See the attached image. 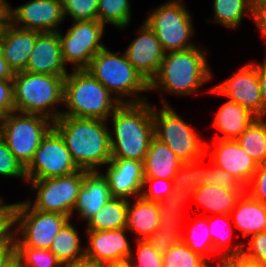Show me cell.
I'll return each instance as SVG.
<instances>
[{"label":"cell","instance_id":"816d5d0a","mask_svg":"<svg viewBox=\"0 0 266 267\" xmlns=\"http://www.w3.org/2000/svg\"><path fill=\"white\" fill-rule=\"evenodd\" d=\"M252 21H254V25L257 26L256 29L259 30L264 41L266 42V7L254 8ZM265 57H266V53H265Z\"/></svg>","mask_w":266,"mask_h":267},{"label":"cell","instance_id":"7402d4cb","mask_svg":"<svg viewBox=\"0 0 266 267\" xmlns=\"http://www.w3.org/2000/svg\"><path fill=\"white\" fill-rule=\"evenodd\" d=\"M111 197L109 183L103 173L84 170L83 186L73 209V218L77 215L87 222Z\"/></svg>","mask_w":266,"mask_h":267},{"label":"cell","instance_id":"7a4b0ae2","mask_svg":"<svg viewBox=\"0 0 266 267\" xmlns=\"http://www.w3.org/2000/svg\"><path fill=\"white\" fill-rule=\"evenodd\" d=\"M107 120L60 116L53 128L63 138L79 169L101 171L111 159Z\"/></svg>","mask_w":266,"mask_h":267},{"label":"cell","instance_id":"836d02e7","mask_svg":"<svg viewBox=\"0 0 266 267\" xmlns=\"http://www.w3.org/2000/svg\"><path fill=\"white\" fill-rule=\"evenodd\" d=\"M186 234H182V241L195 253L200 254L209 263L214 252L213 242L209 233L208 217L196 219L186 226Z\"/></svg>","mask_w":266,"mask_h":267},{"label":"cell","instance_id":"f6af8a7d","mask_svg":"<svg viewBox=\"0 0 266 267\" xmlns=\"http://www.w3.org/2000/svg\"><path fill=\"white\" fill-rule=\"evenodd\" d=\"M14 203L0 202V243L15 242L14 230Z\"/></svg>","mask_w":266,"mask_h":267},{"label":"cell","instance_id":"f5cc1de1","mask_svg":"<svg viewBox=\"0 0 266 267\" xmlns=\"http://www.w3.org/2000/svg\"><path fill=\"white\" fill-rule=\"evenodd\" d=\"M15 257V242L0 243V267L7 265Z\"/></svg>","mask_w":266,"mask_h":267},{"label":"cell","instance_id":"f546056e","mask_svg":"<svg viewBox=\"0 0 266 267\" xmlns=\"http://www.w3.org/2000/svg\"><path fill=\"white\" fill-rule=\"evenodd\" d=\"M194 201L195 189L187 188L184 191L182 189H174L169 197L157 202L159 207V228L169 230H182V219L184 206L189 199Z\"/></svg>","mask_w":266,"mask_h":267},{"label":"cell","instance_id":"8992f818","mask_svg":"<svg viewBox=\"0 0 266 267\" xmlns=\"http://www.w3.org/2000/svg\"><path fill=\"white\" fill-rule=\"evenodd\" d=\"M65 77L16 72L12 79L15 112L38 114L56 121L62 112L58 107L63 106Z\"/></svg>","mask_w":266,"mask_h":267},{"label":"cell","instance_id":"9a60e30c","mask_svg":"<svg viewBox=\"0 0 266 267\" xmlns=\"http://www.w3.org/2000/svg\"><path fill=\"white\" fill-rule=\"evenodd\" d=\"M63 21L65 14L61 0H29L10 8V22L25 30L58 32Z\"/></svg>","mask_w":266,"mask_h":267},{"label":"cell","instance_id":"7c38bea8","mask_svg":"<svg viewBox=\"0 0 266 267\" xmlns=\"http://www.w3.org/2000/svg\"><path fill=\"white\" fill-rule=\"evenodd\" d=\"M105 25L98 19L72 21L65 35L58 31L64 64H72L69 70L86 69L91 59L105 47ZM102 40V42H101Z\"/></svg>","mask_w":266,"mask_h":267},{"label":"cell","instance_id":"7dc6e473","mask_svg":"<svg viewBox=\"0 0 266 267\" xmlns=\"http://www.w3.org/2000/svg\"><path fill=\"white\" fill-rule=\"evenodd\" d=\"M245 191L253 199L266 204V162L258 165Z\"/></svg>","mask_w":266,"mask_h":267},{"label":"cell","instance_id":"ba28073f","mask_svg":"<svg viewBox=\"0 0 266 267\" xmlns=\"http://www.w3.org/2000/svg\"><path fill=\"white\" fill-rule=\"evenodd\" d=\"M150 10L144 22L151 28L165 52L185 50L198 44L192 41L195 28L190 10L182 0L164 1ZM193 19V20H192Z\"/></svg>","mask_w":266,"mask_h":267},{"label":"cell","instance_id":"681fc988","mask_svg":"<svg viewBox=\"0 0 266 267\" xmlns=\"http://www.w3.org/2000/svg\"><path fill=\"white\" fill-rule=\"evenodd\" d=\"M226 267H265L260 261L250 259L239 253L223 261Z\"/></svg>","mask_w":266,"mask_h":267},{"label":"cell","instance_id":"83f0119b","mask_svg":"<svg viewBox=\"0 0 266 267\" xmlns=\"http://www.w3.org/2000/svg\"><path fill=\"white\" fill-rule=\"evenodd\" d=\"M245 190H227L215 185L203 184L195 189L194 202L214 215H230L237 199Z\"/></svg>","mask_w":266,"mask_h":267},{"label":"cell","instance_id":"74e56055","mask_svg":"<svg viewBox=\"0 0 266 267\" xmlns=\"http://www.w3.org/2000/svg\"><path fill=\"white\" fill-rule=\"evenodd\" d=\"M15 256L21 267H61V262L49 249L15 246Z\"/></svg>","mask_w":266,"mask_h":267},{"label":"cell","instance_id":"4dcf8cb0","mask_svg":"<svg viewBox=\"0 0 266 267\" xmlns=\"http://www.w3.org/2000/svg\"><path fill=\"white\" fill-rule=\"evenodd\" d=\"M128 200L111 197L87 222L85 230L126 228Z\"/></svg>","mask_w":266,"mask_h":267},{"label":"cell","instance_id":"cb8c5ba5","mask_svg":"<svg viewBox=\"0 0 266 267\" xmlns=\"http://www.w3.org/2000/svg\"><path fill=\"white\" fill-rule=\"evenodd\" d=\"M133 199L128 200L126 230L136 234L135 240H146L159 228V207L141 196Z\"/></svg>","mask_w":266,"mask_h":267},{"label":"cell","instance_id":"bcb514c9","mask_svg":"<svg viewBox=\"0 0 266 267\" xmlns=\"http://www.w3.org/2000/svg\"><path fill=\"white\" fill-rule=\"evenodd\" d=\"M205 185H215L227 190H245V188L230 174L217 167L212 162V173L204 179Z\"/></svg>","mask_w":266,"mask_h":267},{"label":"cell","instance_id":"277c9868","mask_svg":"<svg viewBox=\"0 0 266 267\" xmlns=\"http://www.w3.org/2000/svg\"><path fill=\"white\" fill-rule=\"evenodd\" d=\"M122 103L85 69L71 70L64 80L61 116L108 120Z\"/></svg>","mask_w":266,"mask_h":267},{"label":"cell","instance_id":"94428289","mask_svg":"<svg viewBox=\"0 0 266 267\" xmlns=\"http://www.w3.org/2000/svg\"><path fill=\"white\" fill-rule=\"evenodd\" d=\"M211 267H226L223 263L218 264V265H211Z\"/></svg>","mask_w":266,"mask_h":267},{"label":"cell","instance_id":"484cf974","mask_svg":"<svg viewBox=\"0 0 266 267\" xmlns=\"http://www.w3.org/2000/svg\"><path fill=\"white\" fill-rule=\"evenodd\" d=\"M182 164L170 148L154 136L143 162L144 178L174 180Z\"/></svg>","mask_w":266,"mask_h":267},{"label":"cell","instance_id":"603a6c76","mask_svg":"<svg viewBox=\"0 0 266 267\" xmlns=\"http://www.w3.org/2000/svg\"><path fill=\"white\" fill-rule=\"evenodd\" d=\"M230 217L244 241L266 231V204L253 199L246 191L237 199Z\"/></svg>","mask_w":266,"mask_h":267},{"label":"cell","instance_id":"ffe728a7","mask_svg":"<svg viewBox=\"0 0 266 267\" xmlns=\"http://www.w3.org/2000/svg\"><path fill=\"white\" fill-rule=\"evenodd\" d=\"M62 59L58 32H40L28 64L27 72L47 75H67V69Z\"/></svg>","mask_w":266,"mask_h":267},{"label":"cell","instance_id":"6125c7cd","mask_svg":"<svg viewBox=\"0 0 266 267\" xmlns=\"http://www.w3.org/2000/svg\"><path fill=\"white\" fill-rule=\"evenodd\" d=\"M6 200L5 199H3V196L1 197V195H0V202H5Z\"/></svg>","mask_w":266,"mask_h":267},{"label":"cell","instance_id":"11a10c76","mask_svg":"<svg viewBox=\"0 0 266 267\" xmlns=\"http://www.w3.org/2000/svg\"><path fill=\"white\" fill-rule=\"evenodd\" d=\"M13 70L9 67L7 61L3 57L1 48H0V80H12L14 77Z\"/></svg>","mask_w":266,"mask_h":267},{"label":"cell","instance_id":"6da1fadb","mask_svg":"<svg viewBox=\"0 0 266 267\" xmlns=\"http://www.w3.org/2000/svg\"><path fill=\"white\" fill-rule=\"evenodd\" d=\"M206 48H193L165 53L156 76L149 83V91H159L161 105H171L164 93L178 97L199 94L203 87L214 77L210 69Z\"/></svg>","mask_w":266,"mask_h":267},{"label":"cell","instance_id":"9c48e42d","mask_svg":"<svg viewBox=\"0 0 266 267\" xmlns=\"http://www.w3.org/2000/svg\"><path fill=\"white\" fill-rule=\"evenodd\" d=\"M53 121L38 114L12 112L0 120V137L20 164L26 168Z\"/></svg>","mask_w":266,"mask_h":267},{"label":"cell","instance_id":"6f0895ef","mask_svg":"<svg viewBox=\"0 0 266 267\" xmlns=\"http://www.w3.org/2000/svg\"><path fill=\"white\" fill-rule=\"evenodd\" d=\"M100 267H133L129 258L106 263Z\"/></svg>","mask_w":266,"mask_h":267},{"label":"cell","instance_id":"e575fe53","mask_svg":"<svg viewBox=\"0 0 266 267\" xmlns=\"http://www.w3.org/2000/svg\"><path fill=\"white\" fill-rule=\"evenodd\" d=\"M131 0H98L97 19L105 26L110 24L120 30L132 22Z\"/></svg>","mask_w":266,"mask_h":267},{"label":"cell","instance_id":"d6986e66","mask_svg":"<svg viewBox=\"0 0 266 267\" xmlns=\"http://www.w3.org/2000/svg\"><path fill=\"white\" fill-rule=\"evenodd\" d=\"M105 174L112 197L129 200L139 197L144 180L143 162L125 158H111ZM130 197V198H129Z\"/></svg>","mask_w":266,"mask_h":267},{"label":"cell","instance_id":"d4e9b609","mask_svg":"<svg viewBox=\"0 0 266 267\" xmlns=\"http://www.w3.org/2000/svg\"><path fill=\"white\" fill-rule=\"evenodd\" d=\"M256 118L248 109L227 99L213 119V128L220 133L213 139L236 140Z\"/></svg>","mask_w":266,"mask_h":267},{"label":"cell","instance_id":"680465c9","mask_svg":"<svg viewBox=\"0 0 266 267\" xmlns=\"http://www.w3.org/2000/svg\"><path fill=\"white\" fill-rule=\"evenodd\" d=\"M248 3L253 7H266V0H247Z\"/></svg>","mask_w":266,"mask_h":267},{"label":"cell","instance_id":"ab89813d","mask_svg":"<svg viewBox=\"0 0 266 267\" xmlns=\"http://www.w3.org/2000/svg\"><path fill=\"white\" fill-rule=\"evenodd\" d=\"M65 19L72 21L96 20L98 14V0H61Z\"/></svg>","mask_w":266,"mask_h":267},{"label":"cell","instance_id":"f35d334b","mask_svg":"<svg viewBox=\"0 0 266 267\" xmlns=\"http://www.w3.org/2000/svg\"><path fill=\"white\" fill-rule=\"evenodd\" d=\"M135 244L136 250L132 249L129 256L133 267H163L162 254L147 240H135Z\"/></svg>","mask_w":266,"mask_h":267},{"label":"cell","instance_id":"91938a15","mask_svg":"<svg viewBox=\"0 0 266 267\" xmlns=\"http://www.w3.org/2000/svg\"><path fill=\"white\" fill-rule=\"evenodd\" d=\"M4 267H21L19 259L15 256L7 265Z\"/></svg>","mask_w":266,"mask_h":267},{"label":"cell","instance_id":"db71d44e","mask_svg":"<svg viewBox=\"0 0 266 267\" xmlns=\"http://www.w3.org/2000/svg\"><path fill=\"white\" fill-rule=\"evenodd\" d=\"M11 5L7 0H0V28L3 29L10 23Z\"/></svg>","mask_w":266,"mask_h":267},{"label":"cell","instance_id":"7bdbcfd3","mask_svg":"<svg viewBox=\"0 0 266 267\" xmlns=\"http://www.w3.org/2000/svg\"><path fill=\"white\" fill-rule=\"evenodd\" d=\"M182 230L157 229L146 240L161 254L182 241Z\"/></svg>","mask_w":266,"mask_h":267},{"label":"cell","instance_id":"30bf717a","mask_svg":"<svg viewBox=\"0 0 266 267\" xmlns=\"http://www.w3.org/2000/svg\"><path fill=\"white\" fill-rule=\"evenodd\" d=\"M83 181L82 169L66 176L27 180L32 197L24 201L33 209L61 213L73 219V209ZM32 198L35 200L32 201Z\"/></svg>","mask_w":266,"mask_h":267},{"label":"cell","instance_id":"4fadbf2b","mask_svg":"<svg viewBox=\"0 0 266 267\" xmlns=\"http://www.w3.org/2000/svg\"><path fill=\"white\" fill-rule=\"evenodd\" d=\"M78 170L63 138L52 128L42 139L25 174L27 180H41L70 175Z\"/></svg>","mask_w":266,"mask_h":267},{"label":"cell","instance_id":"52a82bcc","mask_svg":"<svg viewBox=\"0 0 266 267\" xmlns=\"http://www.w3.org/2000/svg\"><path fill=\"white\" fill-rule=\"evenodd\" d=\"M160 106L158 109L156 104H152L154 136L165 143L183 163L206 156V141L197 129L180 117L171 105Z\"/></svg>","mask_w":266,"mask_h":267},{"label":"cell","instance_id":"60d3db41","mask_svg":"<svg viewBox=\"0 0 266 267\" xmlns=\"http://www.w3.org/2000/svg\"><path fill=\"white\" fill-rule=\"evenodd\" d=\"M21 179L27 183L25 168L8 149L7 143L0 137V177Z\"/></svg>","mask_w":266,"mask_h":267},{"label":"cell","instance_id":"ee69618b","mask_svg":"<svg viewBox=\"0 0 266 267\" xmlns=\"http://www.w3.org/2000/svg\"><path fill=\"white\" fill-rule=\"evenodd\" d=\"M242 254L260 261L266 267V231L250 236L243 242Z\"/></svg>","mask_w":266,"mask_h":267},{"label":"cell","instance_id":"4316f807","mask_svg":"<svg viewBox=\"0 0 266 267\" xmlns=\"http://www.w3.org/2000/svg\"><path fill=\"white\" fill-rule=\"evenodd\" d=\"M208 217L209 233L212 238L214 252L218 255L212 265L223 263L227 258L242 253L243 242L231 244L232 229L235 228L230 215H213Z\"/></svg>","mask_w":266,"mask_h":267},{"label":"cell","instance_id":"5b68a950","mask_svg":"<svg viewBox=\"0 0 266 267\" xmlns=\"http://www.w3.org/2000/svg\"><path fill=\"white\" fill-rule=\"evenodd\" d=\"M85 70L122 104L149 101L142 94L150 92L149 83L135 70L124 52L115 53L105 46L91 59Z\"/></svg>","mask_w":266,"mask_h":267},{"label":"cell","instance_id":"b9f144b4","mask_svg":"<svg viewBox=\"0 0 266 267\" xmlns=\"http://www.w3.org/2000/svg\"><path fill=\"white\" fill-rule=\"evenodd\" d=\"M174 191V181L159 178H144L141 197L148 201L158 202L169 197Z\"/></svg>","mask_w":266,"mask_h":267},{"label":"cell","instance_id":"f1b7e54d","mask_svg":"<svg viewBox=\"0 0 266 267\" xmlns=\"http://www.w3.org/2000/svg\"><path fill=\"white\" fill-rule=\"evenodd\" d=\"M69 219L56 234L49 250L61 262L78 261L85 258V245H83L79 230Z\"/></svg>","mask_w":266,"mask_h":267},{"label":"cell","instance_id":"9f6ffc18","mask_svg":"<svg viewBox=\"0 0 266 267\" xmlns=\"http://www.w3.org/2000/svg\"><path fill=\"white\" fill-rule=\"evenodd\" d=\"M61 267H100V266L91 261L90 259L83 258L78 261L62 263Z\"/></svg>","mask_w":266,"mask_h":267},{"label":"cell","instance_id":"f907efd6","mask_svg":"<svg viewBox=\"0 0 266 267\" xmlns=\"http://www.w3.org/2000/svg\"><path fill=\"white\" fill-rule=\"evenodd\" d=\"M258 79L262 100V117H266V57L264 62L258 63Z\"/></svg>","mask_w":266,"mask_h":267},{"label":"cell","instance_id":"d590c367","mask_svg":"<svg viewBox=\"0 0 266 267\" xmlns=\"http://www.w3.org/2000/svg\"><path fill=\"white\" fill-rule=\"evenodd\" d=\"M208 159L204 156L198 160L185 162L179 168L174 177V189L187 188L197 189L204 184V179L212 173V161H210V168L203 167Z\"/></svg>","mask_w":266,"mask_h":267},{"label":"cell","instance_id":"ac0fdd59","mask_svg":"<svg viewBox=\"0 0 266 267\" xmlns=\"http://www.w3.org/2000/svg\"><path fill=\"white\" fill-rule=\"evenodd\" d=\"M126 228L115 230H85L87 244L85 258L99 266L106 263L129 258L131 253L130 241Z\"/></svg>","mask_w":266,"mask_h":267},{"label":"cell","instance_id":"2e32d148","mask_svg":"<svg viewBox=\"0 0 266 267\" xmlns=\"http://www.w3.org/2000/svg\"><path fill=\"white\" fill-rule=\"evenodd\" d=\"M213 141V144L206 141V156L246 188L258 168V164L236 140L214 139Z\"/></svg>","mask_w":266,"mask_h":267},{"label":"cell","instance_id":"1f68e13d","mask_svg":"<svg viewBox=\"0 0 266 267\" xmlns=\"http://www.w3.org/2000/svg\"><path fill=\"white\" fill-rule=\"evenodd\" d=\"M213 17L207 23H217L226 29L241 27L244 14L253 19L254 8L247 0H213Z\"/></svg>","mask_w":266,"mask_h":267},{"label":"cell","instance_id":"5bb4252c","mask_svg":"<svg viewBox=\"0 0 266 267\" xmlns=\"http://www.w3.org/2000/svg\"><path fill=\"white\" fill-rule=\"evenodd\" d=\"M208 92L225 96L248 109L256 117H262L257 62L246 63L226 80L209 88Z\"/></svg>","mask_w":266,"mask_h":267},{"label":"cell","instance_id":"3957f363","mask_svg":"<svg viewBox=\"0 0 266 267\" xmlns=\"http://www.w3.org/2000/svg\"><path fill=\"white\" fill-rule=\"evenodd\" d=\"M109 129L111 158H125L144 162L150 142L154 137L152 102L123 103L107 122Z\"/></svg>","mask_w":266,"mask_h":267},{"label":"cell","instance_id":"e0dca14e","mask_svg":"<svg viewBox=\"0 0 266 267\" xmlns=\"http://www.w3.org/2000/svg\"><path fill=\"white\" fill-rule=\"evenodd\" d=\"M124 53L135 70L150 83L156 76L165 51L151 28L143 21Z\"/></svg>","mask_w":266,"mask_h":267},{"label":"cell","instance_id":"8fae6325","mask_svg":"<svg viewBox=\"0 0 266 267\" xmlns=\"http://www.w3.org/2000/svg\"><path fill=\"white\" fill-rule=\"evenodd\" d=\"M69 219L61 213L33 209L24 200L15 202V246L49 249L56 234Z\"/></svg>","mask_w":266,"mask_h":267},{"label":"cell","instance_id":"d6a6232c","mask_svg":"<svg viewBox=\"0 0 266 267\" xmlns=\"http://www.w3.org/2000/svg\"><path fill=\"white\" fill-rule=\"evenodd\" d=\"M259 165L266 162V117H257L236 139Z\"/></svg>","mask_w":266,"mask_h":267},{"label":"cell","instance_id":"8d00e7d4","mask_svg":"<svg viewBox=\"0 0 266 267\" xmlns=\"http://www.w3.org/2000/svg\"><path fill=\"white\" fill-rule=\"evenodd\" d=\"M163 267H211L204 257L193 252L183 241L162 254Z\"/></svg>","mask_w":266,"mask_h":267},{"label":"cell","instance_id":"44dd1931","mask_svg":"<svg viewBox=\"0 0 266 267\" xmlns=\"http://www.w3.org/2000/svg\"><path fill=\"white\" fill-rule=\"evenodd\" d=\"M39 33V31L15 27L11 22L2 29L0 48L14 73L26 70Z\"/></svg>","mask_w":266,"mask_h":267},{"label":"cell","instance_id":"c3c4849f","mask_svg":"<svg viewBox=\"0 0 266 267\" xmlns=\"http://www.w3.org/2000/svg\"><path fill=\"white\" fill-rule=\"evenodd\" d=\"M15 111L13 80H0V116Z\"/></svg>","mask_w":266,"mask_h":267}]
</instances>
